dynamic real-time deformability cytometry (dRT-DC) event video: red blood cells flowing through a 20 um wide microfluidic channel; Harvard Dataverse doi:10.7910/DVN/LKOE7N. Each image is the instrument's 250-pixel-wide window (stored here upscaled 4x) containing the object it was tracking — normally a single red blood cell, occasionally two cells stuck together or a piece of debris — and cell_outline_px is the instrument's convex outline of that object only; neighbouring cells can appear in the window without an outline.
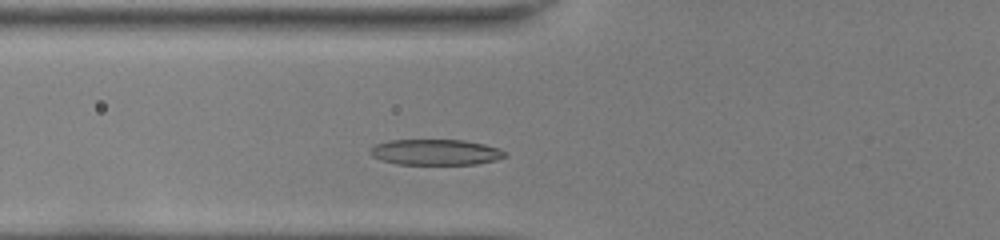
{"species": "common noctule bat (a hibernating species)", "species_latin": "Nyctalus noctula", "temperature_condition": "room temperature", "stored_images_in_passage": 38, "camera_frame_rate_fps": 3000, "um_per_image_px": 0.085, "animal": {"sex": "female", "body_mass_g": 22.0, "forearm_length_mm": 56.7}, "frame": {"image": 1, "passage_image": 7, "time_ms": 2.0, "image_size_px": [1000, 240], "cell_outline_px": [[508, 156], [496, 160], [476, 164], [396, 164], [380, 160], [372, 156], [368, 152], [376, 144], [388, 140], [464, 140], [484, 144], [500, 148], [508, 152]], "centroid_in_image_um": [37.06, 12.93], "position_along_channel_um": 88.7, "area_um2": 20.4}}
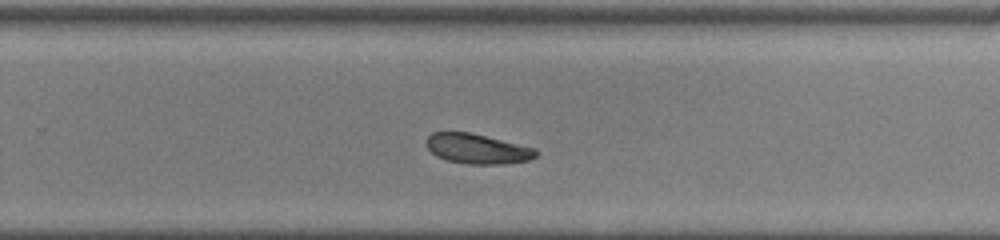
{"frame": {"image": 2, "passage_image": 22, "time_ms": 7.0, "image_size_px": [1000, 240], "cell_outline_px": [[540, 152], [536, 156], [528, 160], [504, 164], [464, 164], [448, 160], [436, 156], [428, 148], [428, 136], [432, 132], [472, 132], [536, 148]], "centroid_in_image_um": [40.62, 12.64], "position_along_channel_um": 289.2, "area_um2": 19.19}}
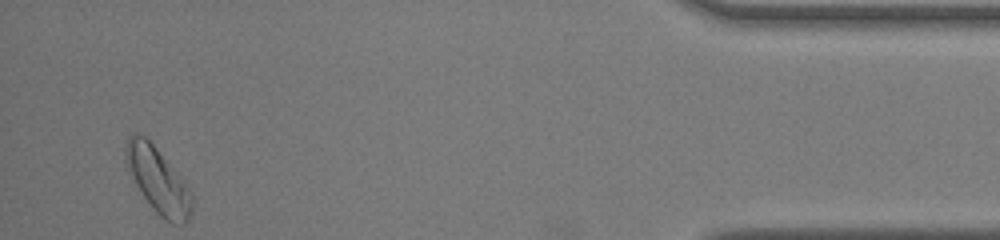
{"frame": {"image": 3, "passage_image": 36, "time_ms": 11.667, "image_size_px": [1000, 240], "cell_outline_px": [[192, 212], [188, 220], [184, 224], [172, 224], [164, 220], [156, 212], [128, 176], [124, 152], [124, 148], [128, 136], [144, 136], [156, 148], [192, 192]], "centroid_in_image_um": [13.4, 15.37], "position_along_channel_um": 421.8, "area_um2": 25.03}, "authors_computed_cell_mechanics": {"area_um2": 20.1722, "velocity_mm_per_s": 4.0158, "shape_relaxation_time_tau1_ms": 3.3812, "shape_relaxation_time_tau2_ms": null, "deformation_change_tau1": 0.1301, "deformation_change_tau2": null}}